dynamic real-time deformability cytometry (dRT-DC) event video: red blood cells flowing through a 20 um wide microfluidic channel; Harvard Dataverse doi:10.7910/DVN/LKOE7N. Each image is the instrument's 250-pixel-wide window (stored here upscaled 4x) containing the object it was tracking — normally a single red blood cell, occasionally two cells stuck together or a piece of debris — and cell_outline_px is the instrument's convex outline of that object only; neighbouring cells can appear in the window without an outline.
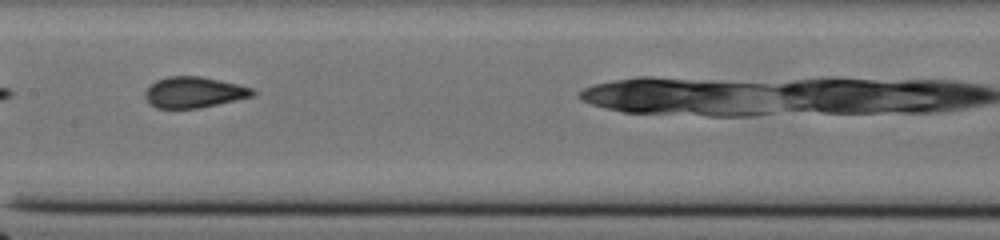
{"species": "common noctule bat (a hibernating species)", "species_latin": "Nyctalus noctula", "temperature_condition": "cold", "stored_images_in_passage": 22, "camera_frame_rate_fps": 3000, "um_per_image_px": 0.085, "animal": {"sex": "male", "body_mass_g": 20.0, "forearm_length_mm": 53.3}, "frame": {"image": 1, "passage_image": 10, "time_ms": 3.0, "image_size_px": [1000, 240], "cell_outline_px": [[256, 96], [200, 108], [156, 108], [144, 96], [144, 92], [148, 84], [156, 80], [168, 76], [200, 76], [220, 80], [252, 88], [256, 92]], "centroid_in_image_um": [16.49, 7.84], "position_along_channel_um": 190.9, "area_um2": 19.54}}
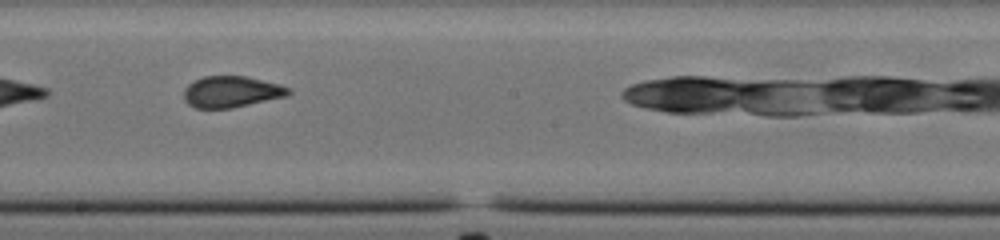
{"frame": {"image": 2, "passage_image": 13, "time_ms": 4.0, "image_size_px": [1000, 240], "cell_outline_px": [[292, 92], [288, 96], [232, 108], [196, 108], [188, 104], [184, 100], [184, 88], [188, 84], [204, 76], [248, 76], [280, 84], [288, 88]], "centroid_in_image_um": [19.68, 7.8], "position_along_channel_um": 228.5, "area_um2": 19.19}}
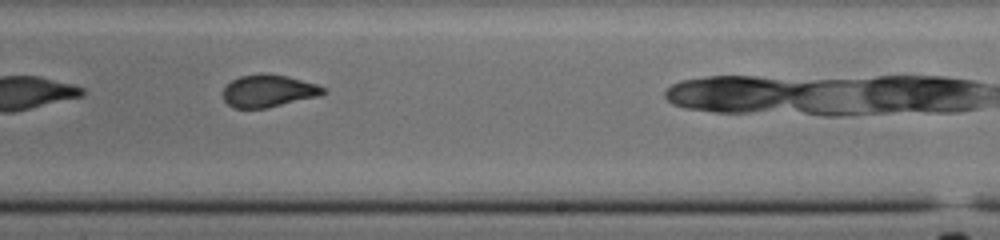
{"frame": {"image": 3, "passage_image": 16, "time_ms": 5.0, "image_size_px": [1000, 240], "cell_outline_px": [[328, 92], [316, 96], [268, 108], [232, 108], [224, 100], [224, 88], [232, 80], [240, 76], [288, 76], [316, 84], [328, 88]], "centroid_in_image_um": [22.84, 7.77], "position_along_channel_um": 266.2, "area_um2": 18.26}}